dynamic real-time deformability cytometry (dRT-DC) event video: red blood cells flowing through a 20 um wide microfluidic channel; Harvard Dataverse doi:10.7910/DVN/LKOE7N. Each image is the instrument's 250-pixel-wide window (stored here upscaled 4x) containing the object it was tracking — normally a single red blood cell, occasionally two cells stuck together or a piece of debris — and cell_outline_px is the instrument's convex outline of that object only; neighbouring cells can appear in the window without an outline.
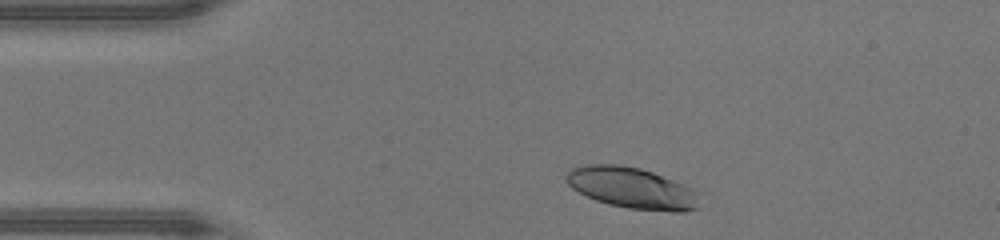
{"species": "human", "species_latin": "Homo sapiens", "temperature_condition": "warm", "stored_images_in_passage": 33, "camera_frame_rate_fps": 3000, "um_per_image_px": 0.085, "donor": {"sex": "male"}, "frame": {"image": 1, "passage_image": 3, "time_ms": 0.667, "image_size_px": [1000, 240], "cell_outline_px": [[696, 208], [684, 212], [676, 212], [628, 208], [608, 204], [596, 200], [572, 188], [564, 180], [564, 176], [572, 168], [588, 164], [620, 164], [640, 168], [652, 172], [672, 180], [688, 188], [692, 192]], "centroid_in_image_um": [53.58, 15.96], "position_along_channel_um": 31.4, "area_um2": 31.1}}
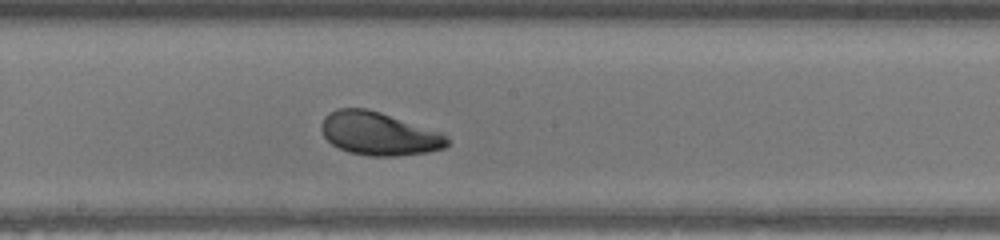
{"frame": {"image": 2, "passage_image": 19, "time_ms": 6.0, "image_size_px": [1000, 240], "cell_outline_px": [[448, 144], [444, 148], [428, 152], [396, 156], [368, 156], [348, 152], [332, 144], [324, 136], [320, 128], [320, 124], [324, 116], [328, 112], [336, 108], [364, 108], [380, 112], [440, 132], [448, 136]], "centroid_in_image_um": [32.17, 11.36], "position_along_channel_um": 216.0, "area_um2": 31.67}}
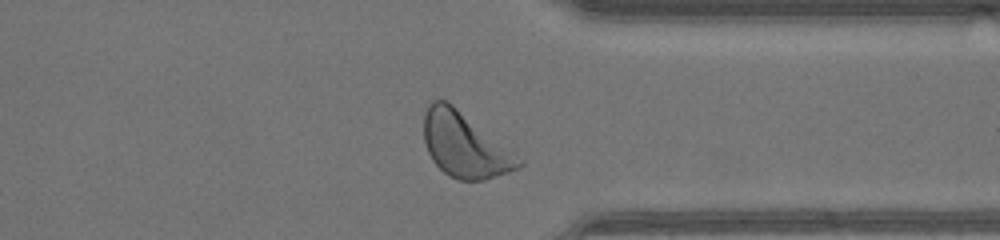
{"frame": {"image": 3, "passage_image": 30, "time_ms": 9.667, "image_size_px": [1000, 240], "cell_outline_px": [[524, 164], [520, 168], [484, 180], [456, 180], [448, 176], [432, 160], [428, 152], [424, 140], [424, 112], [428, 104], [432, 100], [448, 100], [524, 160]], "centroid_in_image_um": [39.5, 12.32], "position_along_channel_um": 371.9, "area_um2": 35.89}, "authors_computed_cell_mechanics": {"area_um2": 31.9634, "velocity_mm_per_s": 4.3552, "shape_relaxation_time_tau1_ms": 1.9315, "shape_relaxation_time_tau2_ms": 8.9394, "deformation_change_tau1": 0.1257, "deformation_change_tau2": 0.1924}}